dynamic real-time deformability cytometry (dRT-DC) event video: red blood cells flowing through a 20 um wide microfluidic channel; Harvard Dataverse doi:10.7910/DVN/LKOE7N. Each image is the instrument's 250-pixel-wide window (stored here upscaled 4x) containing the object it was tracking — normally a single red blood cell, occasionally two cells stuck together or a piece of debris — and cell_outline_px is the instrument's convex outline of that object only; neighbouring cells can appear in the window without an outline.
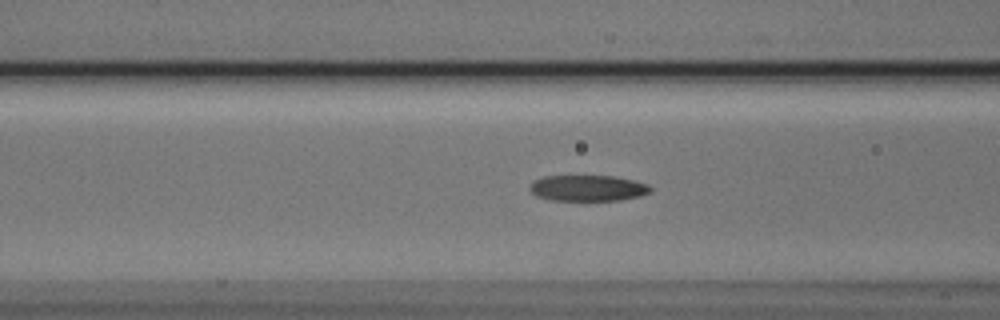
{"species": "Egyptian fruit bat (a non-hibernating species)", "species_latin": "Rousettus aegyptiacus", "temperature_condition": "cold", "stored_images_in_passage": 29, "camera_frame_rate_fps": 3000, "um_per_image_px": 0.085, "animal": {"sex": "male"}, "frame": {"image": 1, "passage_image": 6, "time_ms": 1.667, "image_size_px": [1000, 320], "cell_outline_px": [[652, 192], [640, 196], [620, 200], [552, 200], [536, 196], [528, 188], [536, 180], [544, 176], [612, 176], [632, 180], [648, 184], [652, 188]], "centroid_in_image_um": [49.99, 15.99], "position_along_channel_um": 116.6, "area_um2": 18.15}}
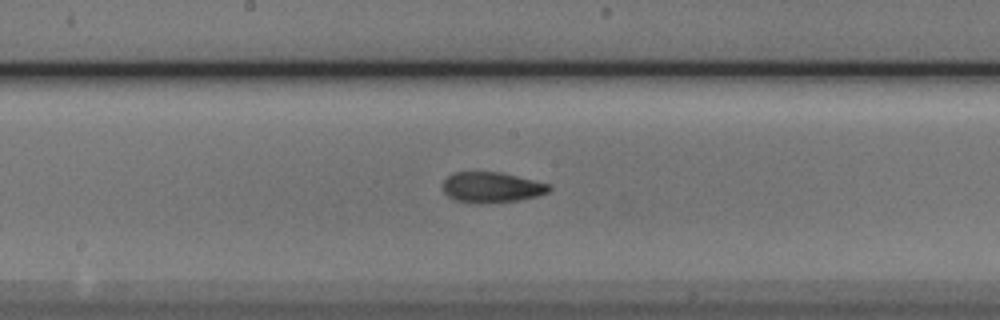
{"frame": {"image": 2, "passage_image": 13, "time_ms": 4.0, "image_size_px": [1000, 320], "cell_outline_px": [[552, 188], [548, 192], [536, 196], [520, 200], [488, 204], [476, 204], [456, 200], [448, 196], [444, 192], [444, 180], [448, 176], [456, 172], [500, 172], [552, 184]], "centroid_in_image_um": [41.83, 15.94], "position_along_channel_um": 206.4, "area_um2": 19.07}}
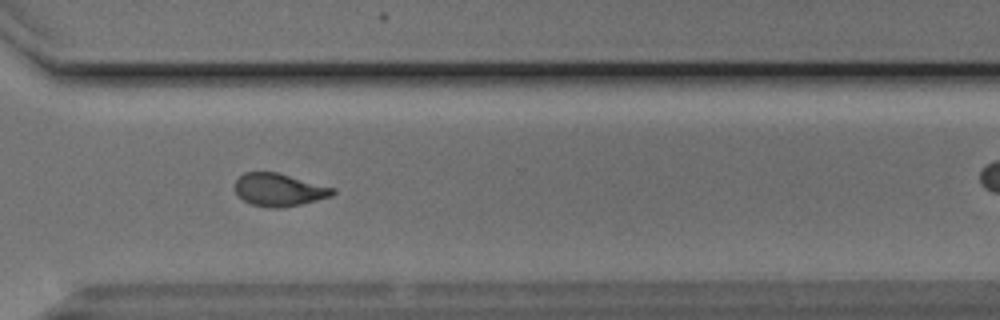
{"frame": {"image": 3, "passage_image": 24, "time_ms": 7.667, "image_size_px": [1000, 320], "cell_outline_px": [[336, 192], [332, 196], [300, 204], [280, 208], [268, 208], [252, 204], [244, 200], [236, 192], [236, 180], [244, 172], [276, 172], [336, 188]], "centroid_in_image_um": [23.75, 16.13], "position_along_channel_um": 346.9, "area_um2": 18.5}}